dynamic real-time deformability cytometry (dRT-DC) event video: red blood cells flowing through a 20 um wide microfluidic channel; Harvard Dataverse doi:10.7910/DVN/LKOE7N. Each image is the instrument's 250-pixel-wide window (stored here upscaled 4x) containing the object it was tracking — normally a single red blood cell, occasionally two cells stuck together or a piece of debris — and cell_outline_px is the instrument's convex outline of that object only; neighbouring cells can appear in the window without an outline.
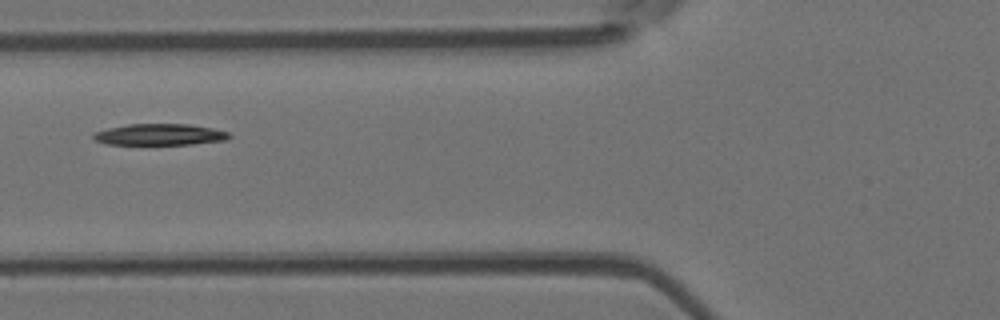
{"species": "Egyptian fruit bat (a non-hibernating species)", "species_latin": "Rousettus aegyptiacus", "temperature_condition": "room temperature", "stored_images_in_passage": 6, "camera_frame_rate_fps": 3000, "um_per_image_px": 0.085, "animal": {"sex": "female"}, "frame": {"image": 1, "passage_image": 6, "time_ms": 5.667, "image_size_px": [1000, 320], "cell_outline_px": [[232, 136], [224, 140], [192, 144], [108, 144], [96, 140], [92, 136], [92, 132], [108, 128], [128, 124], [188, 124], [212, 128], [228, 132]], "centroid_in_image_um": [13.56, 11.43], "position_along_channel_um": 112.2, "area_um2": 16.76}}